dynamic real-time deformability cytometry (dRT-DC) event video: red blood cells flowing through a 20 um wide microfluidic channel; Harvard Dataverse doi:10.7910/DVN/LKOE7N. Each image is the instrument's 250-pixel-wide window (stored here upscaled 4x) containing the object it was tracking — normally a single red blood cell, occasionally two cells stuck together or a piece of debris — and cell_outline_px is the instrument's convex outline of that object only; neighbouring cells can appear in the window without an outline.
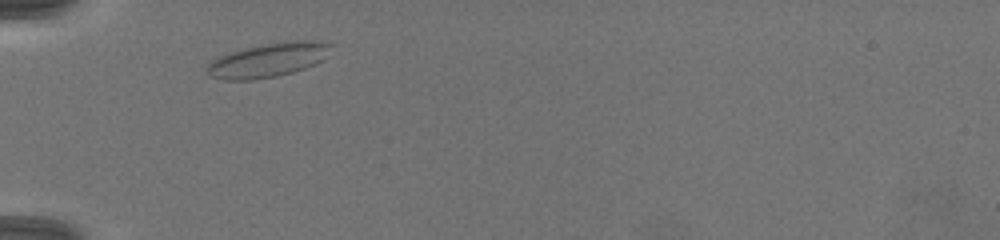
{"species": "common noctule bat (a hibernating species)", "species_latin": "Nyctalus noctula", "temperature_condition": "warm", "stored_images_in_passage": 2, "camera_frame_rate_fps": 3000, "um_per_image_px": 0.085, "animal": {"sex": "female", "body_mass_g": 19.5, "forearm_length_mm": 54.1}, "frame": {"image": 1, "passage_image": 1, "time_ms": 0.0, "image_size_px": [1000, 240], "cell_outline_px": [[332, 44], [320, 60], [304, 68], [292, 72], [276, 76], [252, 80], [224, 80], [212, 76], [208, 72], [208, 64], [212, 60], [220, 56], [244, 48], [264, 44], [292, 40], [320, 40]], "centroid_in_image_um": [22.77, 5.09], "position_along_channel_um": 62.2, "area_um2": 24.1}}